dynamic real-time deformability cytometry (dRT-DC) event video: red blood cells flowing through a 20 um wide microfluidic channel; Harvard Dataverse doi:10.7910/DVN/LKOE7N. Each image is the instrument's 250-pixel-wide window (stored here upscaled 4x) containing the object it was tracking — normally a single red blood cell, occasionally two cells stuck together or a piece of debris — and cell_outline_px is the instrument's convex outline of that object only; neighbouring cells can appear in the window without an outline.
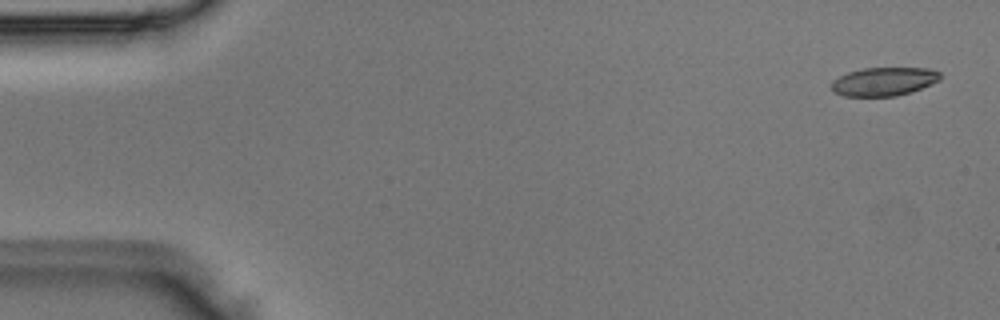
{"species": "Egyptian fruit bat (a non-hibernating species)", "species_latin": "Rousettus aegyptiacus", "temperature_condition": "room temperature", "stored_images_in_passage": 7, "camera_frame_rate_fps": 3000, "um_per_image_px": 0.085, "animal": {"sex": "male"}, "frame": {"image": 1, "passage_image": 1, "time_ms": 0.0, "image_size_px": [1000, 320], "cell_outline_px": [[940, 80], [912, 92], [896, 96], [844, 96], [832, 92], [832, 80], [848, 72], [864, 68], [928, 68], [940, 72]], "centroid_in_image_um": [75.12, 6.93], "position_along_channel_um": 9.9, "area_um2": 18.09}}
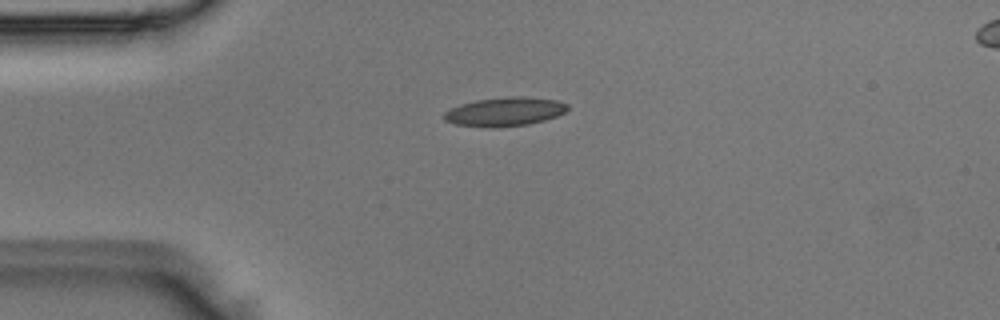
{"frame": {"image": 2, "passage_image": 4, "time_ms": 1.0, "image_size_px": [1000, 320], "cell_outline_px": [[568, 108], [564, 112], [556, 116], [544, 120], [528, 124], [456, 124], [444, 120], [444, 112], [460, 104], [476, 100], [504, 96], [524, 96], [556, 100], [568, 104]], "centroid_in_image_um": [42.96, 9.42], "position_along_channel_um": 42.0, "area_um2": 19.71}}
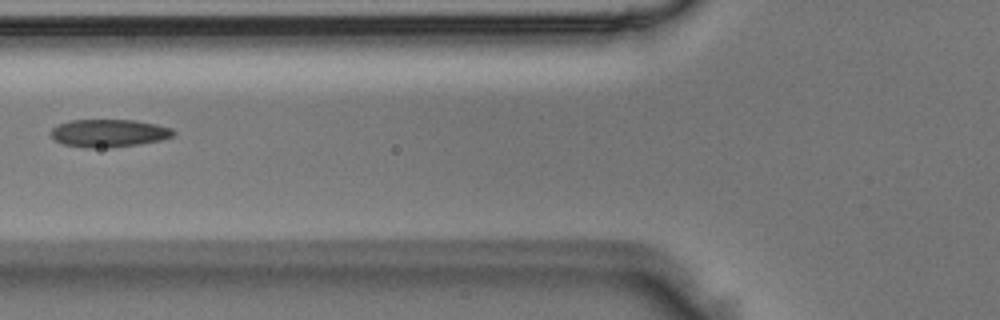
{"frame": {"image": 3, "passage_image": 6, "time_ms": 1.667, "image_size_px": [1000, 320], "cell_outline_px": [[176, 132], [172, 136], [160, 140], [140, 144], [112, 148], [84, 148], [64, 144], [56, 140], [48, 132], [52, 128], [68, 120], [136, 120], [156, 124], [172, 128]], "centroid_in_image_um": [9.25, 11.32], "position_along_channel_um": 116.6, "area_um2": 20.0}}